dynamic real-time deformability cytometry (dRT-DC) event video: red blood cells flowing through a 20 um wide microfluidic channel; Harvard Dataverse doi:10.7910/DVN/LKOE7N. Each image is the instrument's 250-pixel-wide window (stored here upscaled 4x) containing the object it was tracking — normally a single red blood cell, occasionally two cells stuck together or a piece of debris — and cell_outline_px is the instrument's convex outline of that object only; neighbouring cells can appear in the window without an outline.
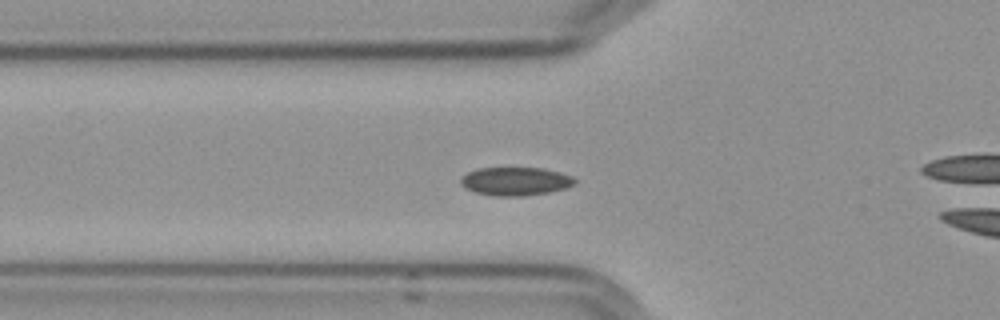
{"species": "Egyptian fruit bat (a non-hibernating species)", "species_latin": "Rousettus aegyptiacus", "temperature_condition": "cold", "stored_images_in_passage": 53, "camera_frame_rate_fps": 3000, "um_per_image_px": 0.085, "frame": {"image": 1, "passage_image": 16, "time_ms": 5.0, "image_size_px": [1000, 320], "cell_outline_px": [[576, 184], [564, 188], [548, 192], [524, 196], [492, 196], [476, 192], [464, 188], [460, 184], [460, 176], [468, 172], [480, 168], [544, 168], [560, 172], [572, 176], [576, 180]], "centroid_in_image_um": [43.79, 15.41], "position_along_channel_um": 82.0, "area_um2": 18.96}}